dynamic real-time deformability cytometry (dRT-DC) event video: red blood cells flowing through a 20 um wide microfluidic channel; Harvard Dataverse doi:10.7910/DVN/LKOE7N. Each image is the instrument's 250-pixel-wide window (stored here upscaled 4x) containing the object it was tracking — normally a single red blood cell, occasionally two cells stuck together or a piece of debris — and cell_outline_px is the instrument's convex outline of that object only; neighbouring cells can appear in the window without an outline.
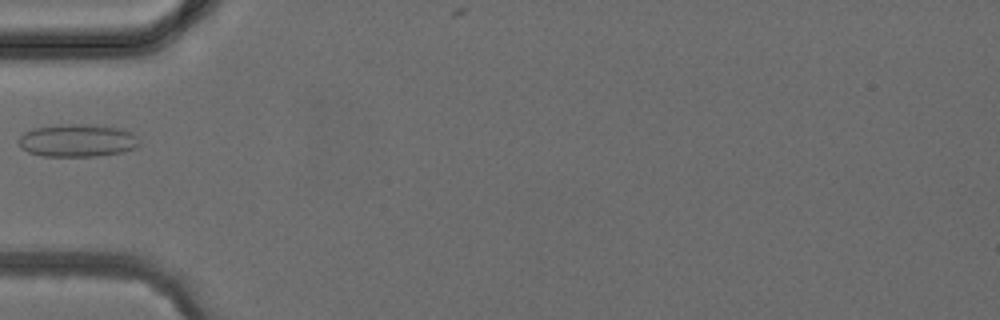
{"species": "common noctule bat (a hibernating species)", "species_latin": "Nyctalus noctula", "temperature_condition": "cold", "stored_images_in_passage": 1, "camera_frame_rate_fps": 3000, "um_per_image_px": 0.085, "animal": {"sex": "female", "body_mass_g": 24.6, "forearm_length_mm": 56.2}, "frame": {"image": 1, "passage_image": 1, "time_ms": 0.0, "image_size_px": [1000, 320], "cell_outline_px": [[136, 148], [124, 152], [100, 156], [44, 156], [28, 152], [20, 148], [16, 144], [20, 136], [24, 132], [36, 128], [60, 124], [88, 124], [120, 128], [132, 132], [136, 136]], "centroid_in_image_um": [6.54, 11.95], "position_along_channel_um": 78.5, "area_um2": 23.12}}